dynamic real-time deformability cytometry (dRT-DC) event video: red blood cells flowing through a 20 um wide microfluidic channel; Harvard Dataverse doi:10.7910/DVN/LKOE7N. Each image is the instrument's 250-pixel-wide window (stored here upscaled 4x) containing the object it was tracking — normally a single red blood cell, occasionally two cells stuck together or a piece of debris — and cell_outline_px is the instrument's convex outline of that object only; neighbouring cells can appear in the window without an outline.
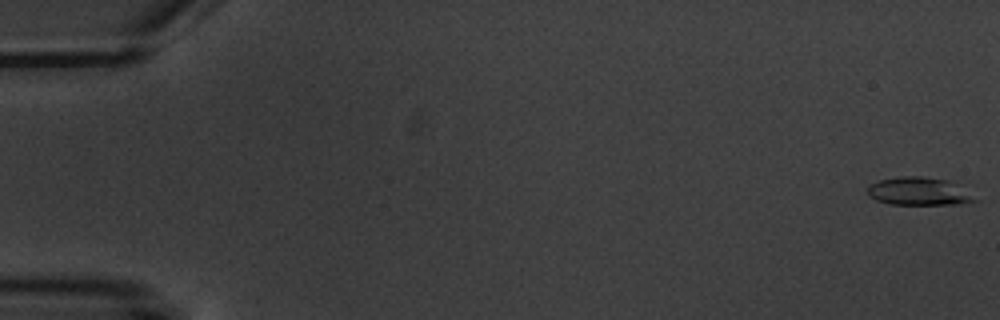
{"species": "common noctule bat (a hibernating species)", "species_latin": "Nyctalus noctula", "temperature_condition": "warm", "stored_images_in_passage": 4, "camera_frame_rate_fps": 3000, "um_per_image_px": 0.085, "animal": {"sex": "male", "body_mass_g": 20.1, "forearm_length_mm": 53.5}, "frame": {"image": 1, "passage_image": 1, "time_ms": 0.0, "image_size_px": [1000, 320], "cell_outline_px": [[980, 200], [960, 204], [888, 204], [876, 200], [868, 196], [868, 188], [872, 184], [880, 180], [900, 176], [924, 176], [948, 180]], "centroid_in_image_um": [78.09, 16.27], "position_along_channel_um": 6.9, "area_um2": 17.34}}